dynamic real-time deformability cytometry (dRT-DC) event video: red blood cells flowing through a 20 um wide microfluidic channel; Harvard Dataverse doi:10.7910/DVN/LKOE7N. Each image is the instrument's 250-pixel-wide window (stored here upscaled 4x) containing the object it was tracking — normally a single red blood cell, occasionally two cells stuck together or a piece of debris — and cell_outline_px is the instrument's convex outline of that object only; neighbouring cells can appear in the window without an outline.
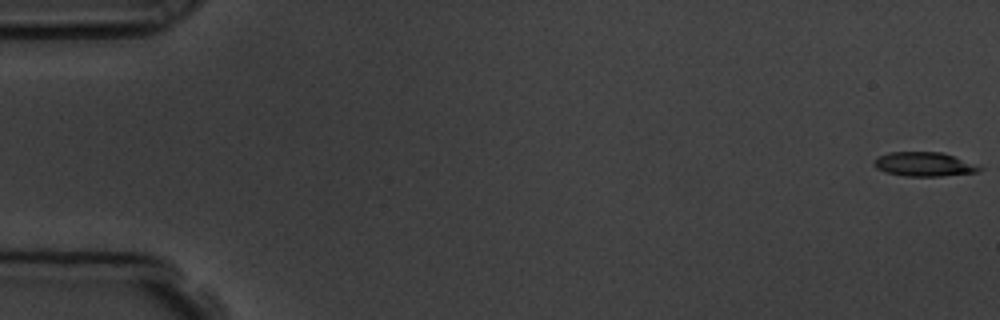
{"species": "common noctule bat (a hibernating species)", "species_latin": "Nyctalus noctula", "temperature_condition": "room temperature", "stored_images_in_passage": 54, "camera_frame_rate_fps": 3000, "um_per_image_px": 0.085, "animal": {"sex": "male", "body_mass_g": 19.5, "forearm_length_mm": 54.6}, "frame": {"image": 1, "passage_image": 1, "time_ms": 0.0, "image_size_px": [1000, 320], "cell_outline_px": [[984, 168], [976, 172], [940, 176], [904, 176], [884, 172], [876, 168], [872, 164], [880, 156], [888, 152], [940, 152], [952, 156]], "centroid_in_image_um": [78.49, 13.97], "position_along_channel_um": 6.5, "area_um2": 14.57}}
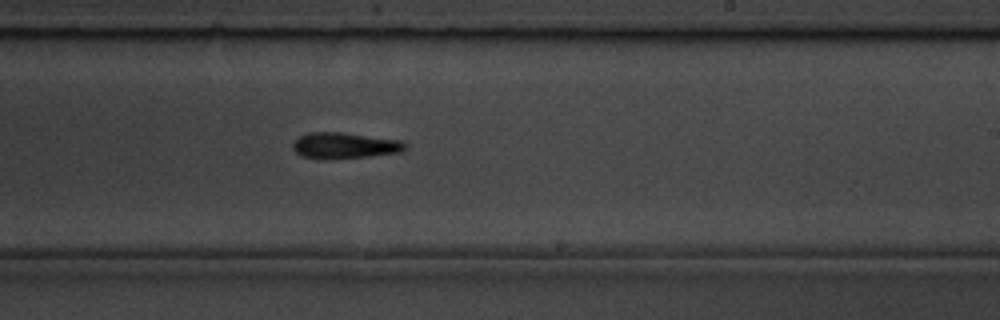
{"frame": {"image": 2, "passage_image": 33, "time_ms": 10.667, "image_size_px": [1000, 320], "cell_outline_px": [[408, 144], [400, 152], [368, 156], [332, 160], [320, 160], [300, 156], [292, 148], [292, 144], [300, 136], [308, 132], [340, 132], [400, 140]], "centroid_in_image_um": [29.23, 12.39], "position_along_channel_um": 259.8, "area_um2": 17.22}}
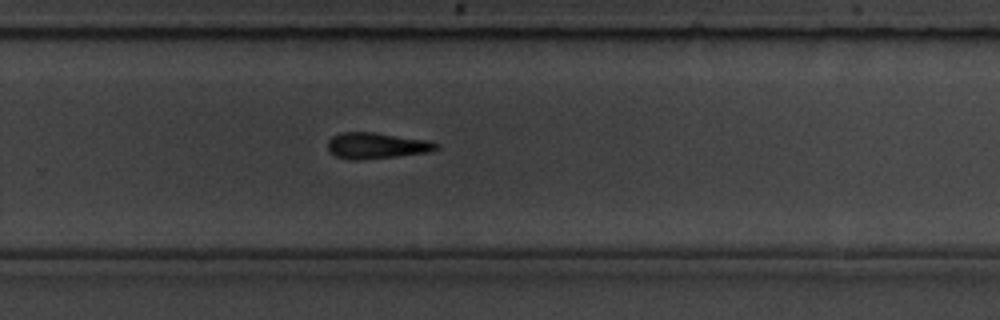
{"frame": {"image": 3, "passage_image": 36, "time_ms": 11.667, "image_size_px": [1000, 320], "cell_outline_px": [[440, 148], [432, 152], [360, 160], [348, 160], [336, 156], [328, 148], [328, 140], [332, 136], [340, 132], [372, 132], [432, 140], [440, 144]], "centroid_in_image_um": [32.07, 12.37], "position_along_channel_um": 297.7, "area_um2": 16.76}, "authors_computed_cell_mechanics": {"area_um2": 16.2996, "velocity_mm_per_s": 3.8306, "shape_relaxation_time_tau1_ms": 2.7171, "shape_relaxation_time_tau2_ms": null, "deformation_change_tau1": 0.1514, "deformation_change_tau2": null}}